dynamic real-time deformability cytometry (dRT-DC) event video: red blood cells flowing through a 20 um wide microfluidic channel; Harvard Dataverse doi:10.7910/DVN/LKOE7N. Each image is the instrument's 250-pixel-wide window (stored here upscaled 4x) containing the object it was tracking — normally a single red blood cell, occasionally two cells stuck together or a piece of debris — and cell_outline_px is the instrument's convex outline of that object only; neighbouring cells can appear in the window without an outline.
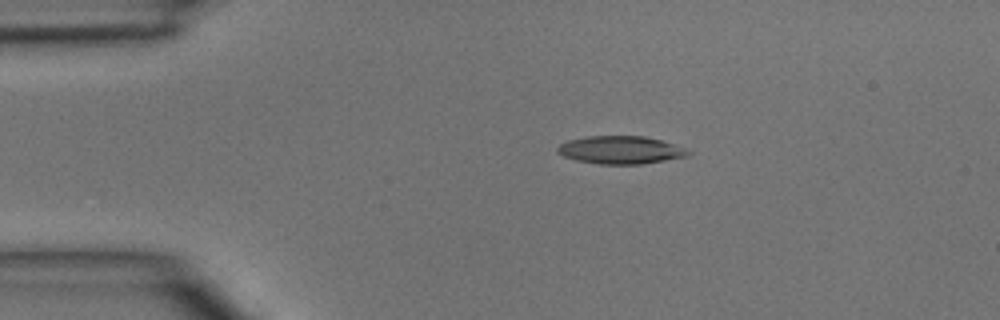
{"species": "common noctule bat (a hibernating species)", "species_latin": "Nyctalus noctula", "temperature_condition": "room temperature", "stored_images_in_passage": 2, "camera_frame_rate_fps": 3000, "um_per_image_px": 0.085, "animal": {"sex": "male", "body_mass_g": 15.6}, "frame": {"image": 1, "passage_image": 1, "time_ms": 0.0, "image_size_px": [1000, 320], "cell_outline_px": [[692, 152], [688, 156], [640, 164], [600, 164], [576, 160], [564, 156], [556, 152], [556, 148], [560, 144], [568, 140], [588, 136], [644, 136], [660, 140], [684, 148]], "centroid_in_image_um": [52.72, 12.74], "position_along_channel_um": 32.3, "area_um2": 21.04}}